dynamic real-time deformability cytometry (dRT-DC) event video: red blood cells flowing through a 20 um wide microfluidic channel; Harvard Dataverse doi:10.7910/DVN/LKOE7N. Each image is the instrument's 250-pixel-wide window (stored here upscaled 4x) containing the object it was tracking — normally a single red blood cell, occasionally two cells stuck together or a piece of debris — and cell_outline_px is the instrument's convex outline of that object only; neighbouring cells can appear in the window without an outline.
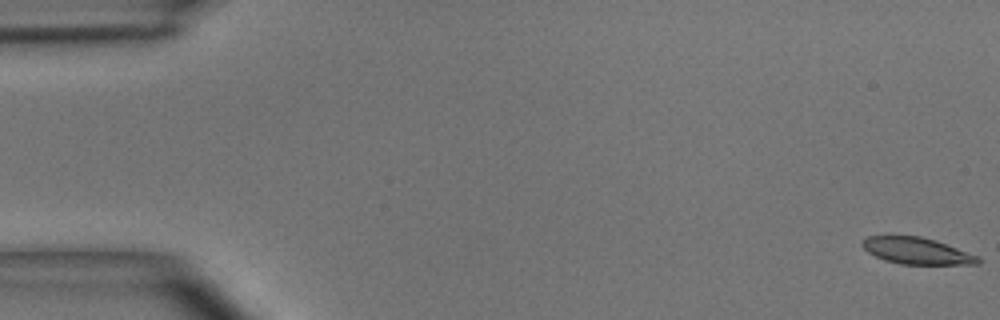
{"species": "common noctule bat (a hibernating species)", "species_latin": "Nyctalus noctula", "temperature_condition": "room temperature", "stored_images_in_passage": 16, "camera_frame_rate_fps": 3000, "um_per_image_px": 0.085, "animal": {"sex": "male", "body_mass_g": 15.6}, "frame": {"image": 1, "passage_image": 1, "time_ms": 0.0, "image_size_px": [1000, 320], "cell_outline_px": [[980, 264], [900, 264], [884, 260], [868, 252], [860, 244], [860, 240], [868, 236], [920, 236], [936, 240], [980, 256]], "centroid_in_image_um": [77.93, 21.32], "position_along_channel_um": 7.1, "area_um2": 18.03}}
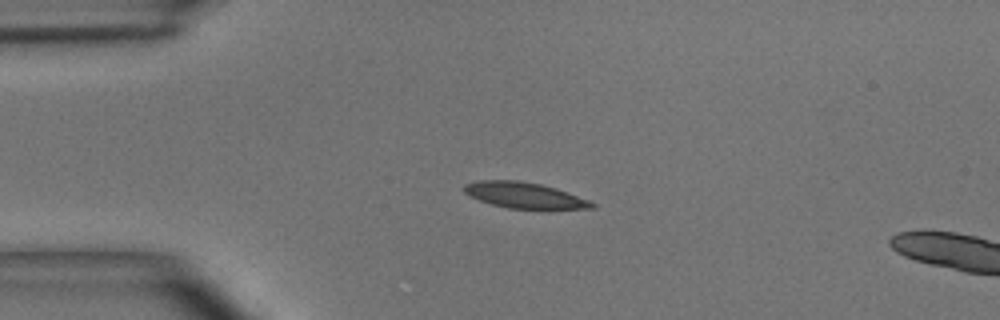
{"frame": {"image": 2, "passage_image": 12, "time_ms": 3.667, "image_size_px": [1000, 320], "cell_outline_px": [[596, 208], [508, 208], [492, 204], [480, 200], [464, 192], [464, 184], [480, 180], [516, 180], [540, 184], [556, 188], [568, 192], [588, 200], [596, 204]], "centroid_in_image_um": [44.57, 16.58], "position_along_channel_um": 40.4, "area_um2": 18.84}}